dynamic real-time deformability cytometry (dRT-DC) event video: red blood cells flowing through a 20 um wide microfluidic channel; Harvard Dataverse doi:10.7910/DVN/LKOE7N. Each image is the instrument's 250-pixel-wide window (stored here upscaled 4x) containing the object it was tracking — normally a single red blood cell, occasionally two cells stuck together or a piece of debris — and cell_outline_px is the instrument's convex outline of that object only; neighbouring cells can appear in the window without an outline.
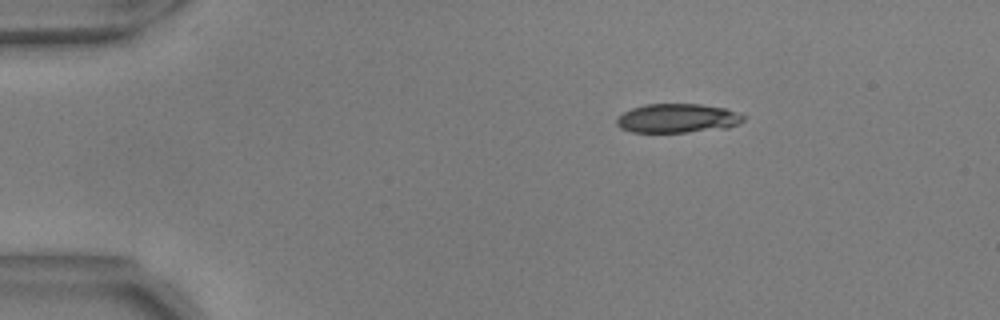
{"species": "common noctule bat (a hibernating species)", "species_latin": "Nyctalus noctula", "temperature_condition": "warm", "stored_images_in_passage": 9, "camera_frame_rate_fps": 3000, "um_per_image_px": 0.085, "animal": {"sex": "male", "body_mass_g": 17.9, "forearm_length_mm": 54.2}, "frame": {"image": 1, "passage_image": 1, "time_ms": 0.0, "image_size_px": [1000, 320], "cell_outline_px": [[744, 120], [740, 124], [728, 128], [688, 132], [632, 132], [620, 128], [616, 124], [616, 120], [624, 112], [632, 108], [644, 104], [700, 104], [724, 108], [736, 112], [744, 116]], "centroid_in_image_um": [57.59, 10.06], "position_along_channel_um": 27.4, "area_um2": 21.5}}